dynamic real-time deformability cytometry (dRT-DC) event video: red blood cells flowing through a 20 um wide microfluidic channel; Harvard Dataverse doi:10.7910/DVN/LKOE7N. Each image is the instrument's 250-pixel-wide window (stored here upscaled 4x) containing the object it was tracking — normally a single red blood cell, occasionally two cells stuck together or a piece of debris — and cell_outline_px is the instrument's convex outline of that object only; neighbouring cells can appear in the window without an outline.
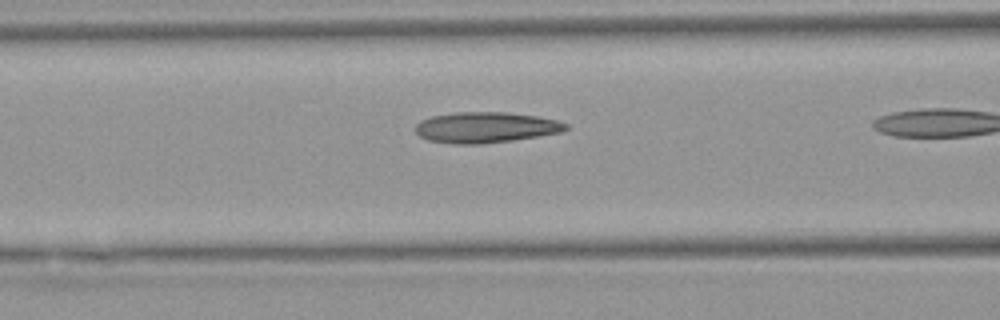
{"species": "Egyptian fruit bat (a non-hibernating species)", "species_latin": "Rousettus aegyptiacus", "temperature_condition": "warm", "stored_images_in_passage": 11, "camera_frame_rate_fps": 3000, "um_per_image_px": 0.085, "animal": {"sex": "female"}, "frame": {"image": 1, "passage_image": 7, "time_ms": 2.0, "image_size_px": [1000, 320], "cell_outline_px": [[568, 128], [560, 132], [512, 140], [480, 144], [452, 144], [428, 140], [420, 136], [416, 132], [416, 124], [420, 120], [432, 116], [456, 112], [504, 112], [536, 116], [556, 120], [568, 124]], "centroid_in_image_um": [41.24, 10.83], "position_along_channel_um": 125.4, "area_um2": 26.76}}
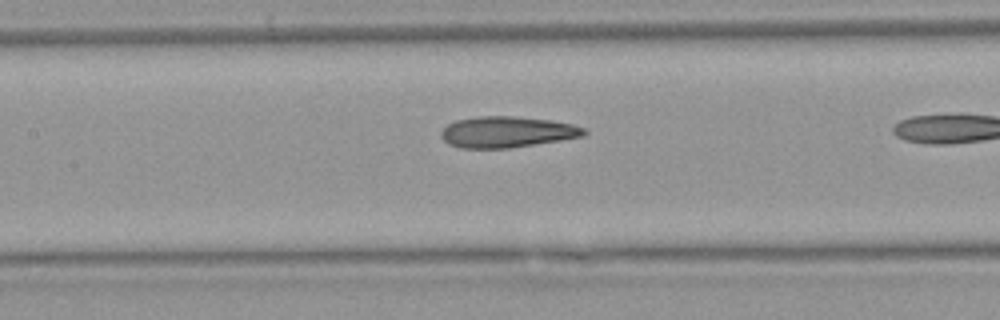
{"frame": {"image": 2, "passage_image": 10, "time_ms": 3.0, "image_size_px": [1000, 320], "cell_outline_px": [[588, 132], [584, 136], [560, 140], [508, 148], [460, 148], [448, 144], [440, 136], [440, 132], [448, 124], [456, 120], [476, 116], [512, 116], [548, 120], [572, 124], [584, 128]], "centroid_in_image_um": [43.06, 11.22], "position_along_channel_um": 164.3, "area_um2": 25.78}}